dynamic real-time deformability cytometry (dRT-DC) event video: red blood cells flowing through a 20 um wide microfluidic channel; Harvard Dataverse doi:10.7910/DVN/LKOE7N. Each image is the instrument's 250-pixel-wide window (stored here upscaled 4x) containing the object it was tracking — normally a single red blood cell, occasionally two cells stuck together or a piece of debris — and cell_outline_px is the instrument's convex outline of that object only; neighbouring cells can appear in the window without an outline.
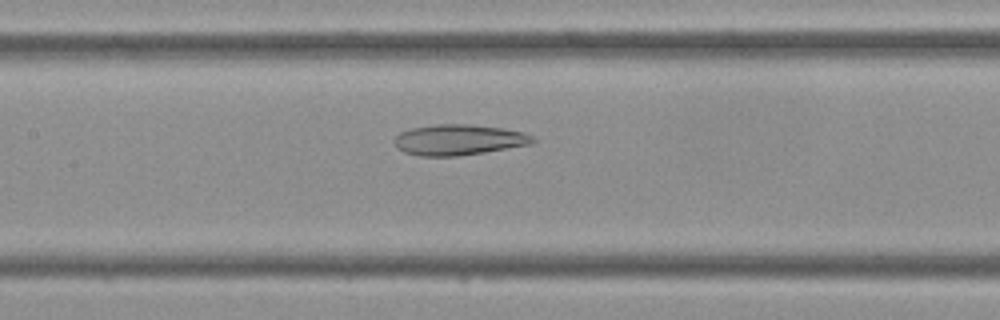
{"species": "Egyptian fruit bat (a non-hibernating species)", "species_latin": "Rousettus aegyptiacus", "temperature_condition": "cold", "stored_images_in_passage": 41, "camera_frame_rate_fps": 3000, "um_per_image_px": 0.085, "frame": {"image": 1, "passage_image": 21, "time_ms": 6.667, "image_size_px": [1000, 320], "cell_outline_px": [[536, 140], [532, 144], [460, 156], [420, 156], [404, 152], [396, 148], [392, 140], [400, 132], [412, 128], [436, 124], [468, 124], [504, 128], [524, 132], [532, 136]], "centroid_in_image_um": [38.97, 11.88], "position_along_channel_um": 168.4, "area_um2": 24.91}}
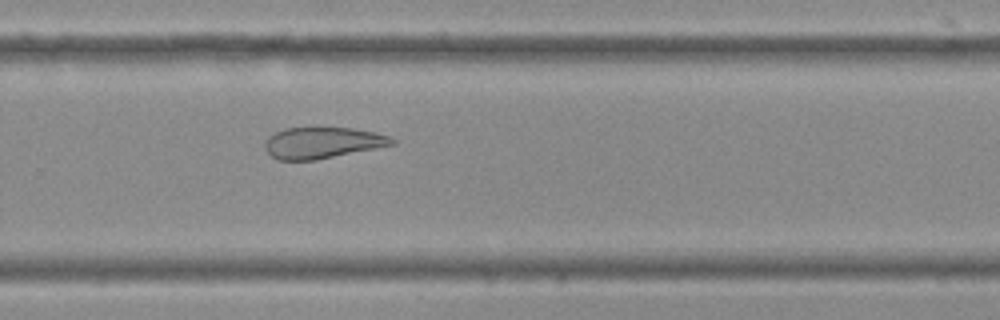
{"frame": {"image": 2, "passage_image": 30, "time_ms": 9.667, "image_size_px": [1000, 320], "cell_outline_px": [[396, 144], [316, 160], [276, 160], [264, 148], [264, 144], [268, 136], [284, 128], [352, 128], [376, 132], [388, 136], [396, 140]], "centroid_in_image_um": [27.4, 12.14], "position_along_channel_um": 302.4, "area_um2": 23.12}}
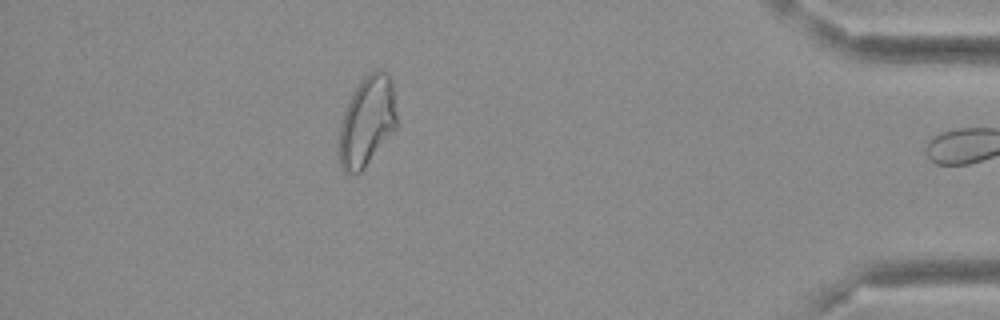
{"frame": {"image": 3, "passage_image": 40, "time_ms": 13.0, "image_size_px": [1000, 320], "cell_outline_px": [[396, 128], [364, 168], [356, 176], [344, 172], [340, 168], [340, 124], [344, 112], [352, 92], [360, 80], [368, 72], [388, 72], [392, 80], [396, 112]], "centroid_in_image_um": [31.19, 10.32], "position_along_channel_um": 404.0, "area_um2": 30.11}}